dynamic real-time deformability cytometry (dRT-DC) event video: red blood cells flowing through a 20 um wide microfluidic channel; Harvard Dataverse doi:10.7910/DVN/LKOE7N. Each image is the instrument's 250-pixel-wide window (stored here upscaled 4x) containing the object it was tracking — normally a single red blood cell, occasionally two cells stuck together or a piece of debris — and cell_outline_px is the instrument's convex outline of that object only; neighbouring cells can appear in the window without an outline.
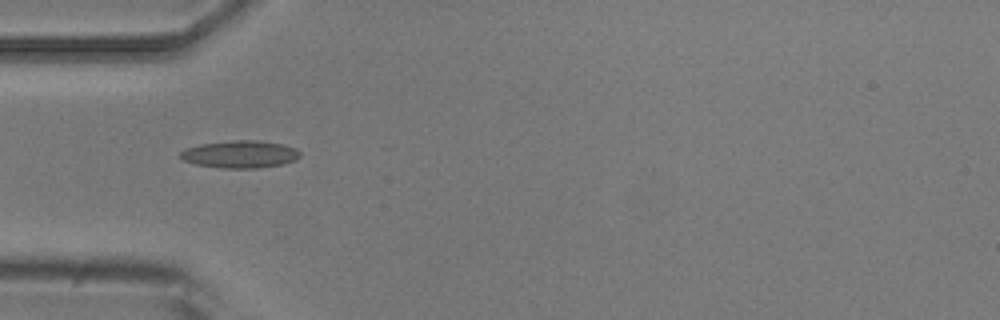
{"species": "common noctule bat (a hibernating species)", "species_latin": "Nyctalus noctula", "temperature_condition": "room temperature", "stored_images_in_passage": 5, "camera_frame_rate_fps": 3000, "um_per_image_px": 0.085, "animal": {"sex": "male", "body_mass_g": 20.5, "forearm_length_mm": 52.5}, "frame": {"image": 1, "passage_image": 3, "time_ms": 3.667, "image_size_px": [1000, 320], "cell_outline_px": [[300, 156], [296, 160], [280, 164], [256, 168], [224, 168], [196, 164], [184, 160], [180, 156], [180, 152], [184, 148], [200, 144], [236, 140], [260, 140], [284, 144], [296, 148], [300, 152]], "centroid_in_image_um": [20.42, 13.1], "position_along_channel_um": 64.6, "area_um2": 19.07}}
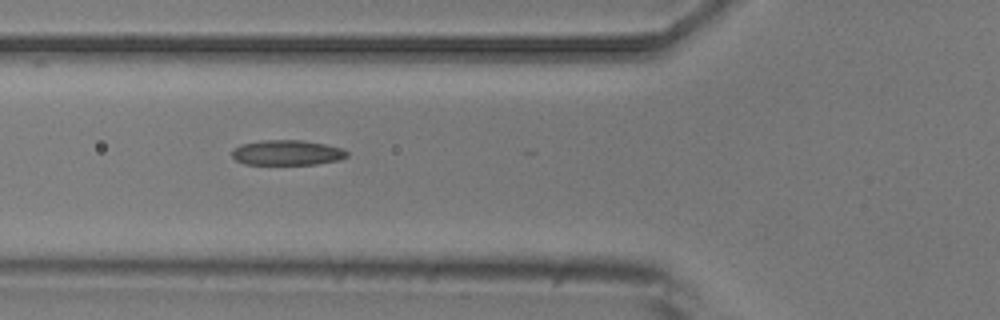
{"frame": {"image": 2, "passage_image": 4, "time_ms": 4.667, "image_size_px": [1000, 320], "cell_outline_px": [[348, 156], [340, 160], [316, 164], [244, 164], [236, 160], [232, 156], [232, 152], [240, 144], [264, 140], [300, 140], [324, 144], [344, 148], [348, 152]], "centroid_in_image_um": [24.44, 12.98], "position_along_channel_um": 101.4, "area_um2": 16.82}}
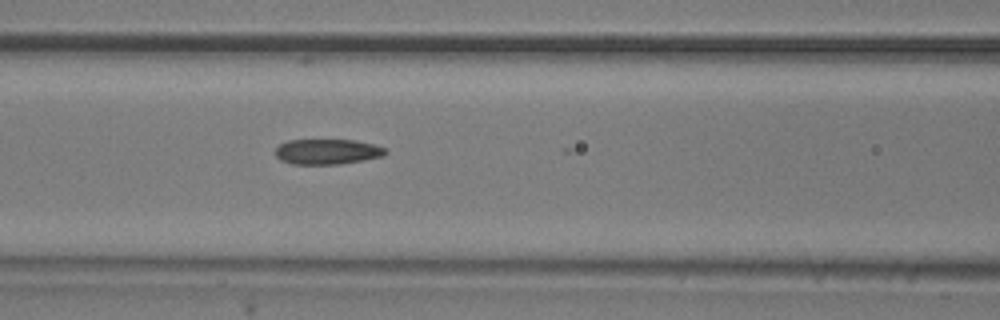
{"frame": {"image": 3, "passage_image": 5, "time_ms": 5.667, "image_size_px": [1000, 320], "cell_outline_px": [[388, 152], [384, 156], [336, 164], [292, 164], [280, 160], [276, 156], [276, 148], [280, 144], [288, 140], [356, 140], [388, 148]], "centroid_in_image_um": [27.83, 12.88], "position_along_channel_um": 138.8, "area_um2": 16.18}}